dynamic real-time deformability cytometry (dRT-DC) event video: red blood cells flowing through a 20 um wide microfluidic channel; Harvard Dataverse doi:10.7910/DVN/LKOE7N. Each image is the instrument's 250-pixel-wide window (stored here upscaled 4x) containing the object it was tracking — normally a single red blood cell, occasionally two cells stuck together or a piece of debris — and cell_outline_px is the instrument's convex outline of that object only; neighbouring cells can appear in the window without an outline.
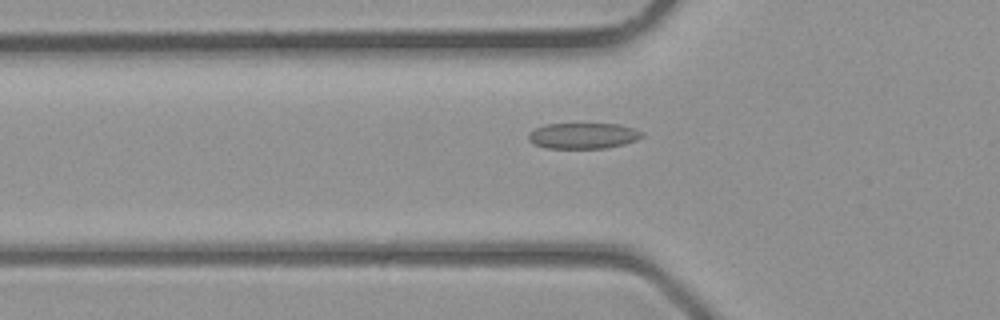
{"species": "common noctule bat (a hibernating species)", "species_latin": "Nyctalus noctula", "temperature_condition": "room temperature", "stored_images_in_passage": 36, "camera_frame_rate_fps": 3000, "um_per_image_px": 0.085, "animal": {"sex": "male", "body_mass_g": 23.1, "forearm_length_mm": 52.7}, "frame": {"image": 1, "passage_image": 10, "time_ms": 3.0, "image_size_px": [1000, 320], "cell_outline_px": [[644, 136], [636, 140], [624, 144], [604, 148], [544, 148], [532, 144], [528, 140], [528, 132], [544, 124], [620, 124], [644, 132]], "centroid_in_image_um": [49.54, 11.54], "position_along_channel_um": 76.3, "area_um2": 17.22}}
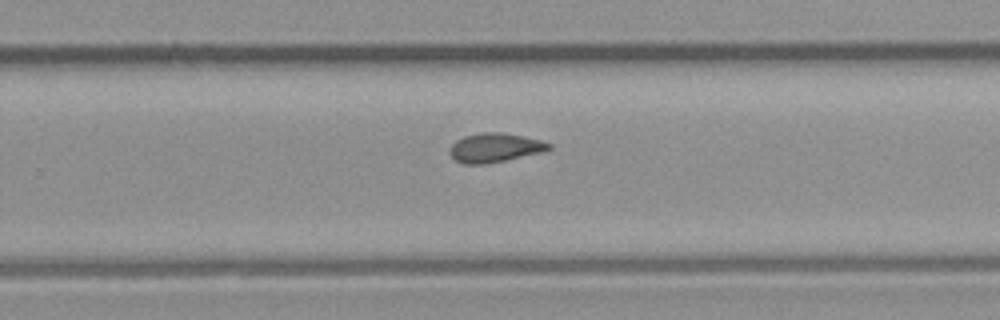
{"frame": {"image": 2, "passage_image": 22, "time_ms": 7.0, "image_size_px": [1000, 320], "cell_outline_px": [[552, 148], [540, 152], [488, 164], [464, 164], [456, 160], [448, 152], [448, 148], [456, 140], [464, 136], [484, 132], [500, 132], [524, 136], [540, 140], [552, 144]], "centroid_in_image_um": [42.03, 12.55], "position_along_channel_um": 287.8, "area_um2": 16.76}}
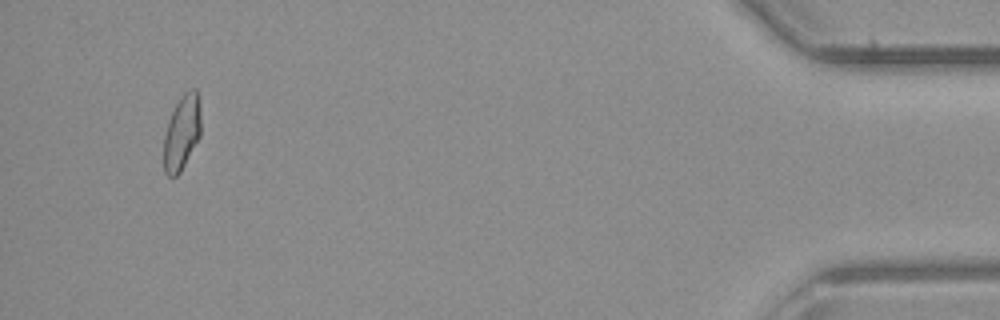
{"frame": {"image": 3, "passage_image": 34, "time_ms": 11.0, "image_size_px": [1000, 320], "cell_outline_px": [[200, 136], [180, 172], [176, 176], [168, 176], [164, 172], [164, 136], [168, 120], [180, 96], [184, 92], [192, 88], [196, 88], [200, 108]], "centroid_in_image_um": [15.45, 11.25], "position_along_channel_um": 419.7, "area_um2": 16.13}}